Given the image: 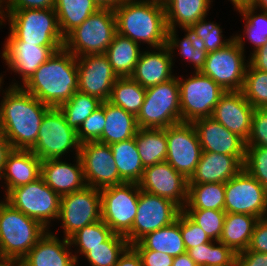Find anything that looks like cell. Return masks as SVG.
Here are the masks:
<instances>
[{"mask_svg":"<svg viewBox=\"0 0 267 266\" xmlns=\"http://www.w3.org/2000/svg\"><path fill=\"white\" fill-rule=\"evenodd\" d=\"M2 88L0 131L12 149L30 150L36 144L42 119L51 107L22 87Z\"/></svg>","mask_w":267,"mask_h":266,"instance_id":"cell-1","label":"cell"},{"mask_svg":"<svg viewBox=\"0 0 267 266\" xmlns=\"http://www.w3.org/2000/svg\"><path fill=\"white\" fill-rule=\"evenodd\" d=\"M21 87L43 104L58 108L78 91L76 57L62 47L55 51Z\"/></svg>","mask_w":267,"mask_h":266,"instance_id":"cell-2","label":"cell"},{"mask_svg":"<svg viewBox=\"0 0 267 266\" xmlns=\"http://www.w3.org/2000/svg\"><path fill=\"white\" fill-rule=\"evenodd\" d=\"M117 33L150 48L167 45L162 0H125L114 9ZM142 42V43H141Z\"/></svg>","mask_w":267,"mask_h":266,"instance_id":"cell-3","label":"cell"},{"mask_svg":"<svg viewBox=\"0 0 267 266\" xmlns=\"http://www.w3.org/2000/svg\"><path fill=\"white\" fill-rule=\"evenodd\" d=\"M8 21L6 42H25L38 46H64L54 9L0 10V27ZM4 23V24H3Z\"/></svg>","mask_w":267,"mask_h":266,"instance_id":"cell-4","label":"cell"},{"mask_svg":"<svg viewBox=\"0 0 267 266\" xmlns=\"http://www.w3.org/2000/svg\"><path fill=\"white\" fill-rule=\"evenodd\" d=\"M47 231L37 220L0 201V259L21 261Z\"/></svg>","mask_w":267,"mask_h":266,"instance_id":"cell-5","label":"cell"},{"mask_svg":"<svg viewBox=\"0 0 267 266\" xmlns=\"http://www.w3.org/2000/svg\"><path fill=\"white\" fill-rule=\"evenodd\" d=\"M116 33L114 10L100 8L65 37L64 48L75 57L104 54Z\"/></svg>","mask_w":267,"mask_h":266,"instance_id":"cell-6","label":"cell"},{"mask_svg":"<svg viewBox=\"0 0 267 266\" xmlns=\"http://www.w3.org/2000/svg\"><path fill=\"white\" fill-rule=\"evenodd\" d=\"M139 128L164 129L181 122L180 88L177 77L146 88L136 116Z\"/></svg>","mask_w":267,"mask_h":266,"instance_id":"cell-7","label":"cell"},{"mask_svg":"<svg viewBox=\"0 0 267 266\" xmlns=\"http://www.w3.org/2000/svg\"><path fill=\"white\" fill-rule=\"evenodd\" d=\"M81 143L77 131L70 127L59 108H50L44 115L36 144L30 149L41 161L64 158L73 152L79 156Z\"/></svg>","mask_w":267,"mask_h":266,"instance_id":"cell-8","label":"cell"},{"mask_svg":"<svg viewBox=\"0 0 267 266\" xmlns=\"http://www.w3.org/2000/svg\"><path fill=\"white\" fill-rule=\"evenodd\" d=\"M3 199L48 230L51 220H58L61 196L41 176L33 182L12 189Z\"/></svg>","mask_w":267,"mask_h":266,"instance_id":"cell-9","label":"cell"},{"mask_svg":"<svg viewBox=\"0 0 267 266\" xmlns=\"http://www.w3.org/2000/svg\"><path fill=\"white\" fill-rule=\"evenodd\" d=\"M177 80L180 88L181 122L192 123L197 119L211 117L214 107L226 92L201 71Z\"/></svg>","mask_w":267,"mask_h":266,"instance_id":"cell-10","label":"cell"},{"mask_svg":"<svg viewBox=\"0 0 267 266\" xmlns=\"http://www.w3.org/2000/svg\"><path fill=\"white\" fill-rule=\"evenodd\" d=\"M101 219L113 233L126 236L134 223L138 199L139 184L123 183L100 189Z\"/></svg>","mask_w":267,"mask_h":266,"instance_id":"cell-11","label":"cell"},{"mask_svg":"<svg viewBox=\"0 0 267 266\" xmlns=\"http://www.w3.org/2000/svg\"><path fill=\"white\" fill-rule=\"evenodd\" d=\"M245 58V52L233 39L226 47L207 53L201 72L225 91H241L249 64Z\"/></svg>","mask_w":267,"mask_h":266,"instance_id":"cell-12","label":"cell"},{"mask_svg":"<svg viewBox=\"0 0 267 266\" xmlns=\"http://www.w3.org/2000/svg\"><path fill=\"white\" fill-rule=\"evenodd\" d=\"M181 210L172 200L147 193L139 187L137 214L125 238L132 245L146 234L171 225Z\"/></svg>","mask_w":267,"mask_h":266,"instance_id":"cell-13","label":"cell"},{"mask_svg":"<svg viewBox=\"0 0 267 266\" xmlns=\"http://www.w3.org/2000/svg\"><path fill=\"white\" fill-rule=\"evenodd\" d=\"M226 213L267 216V190L245 169L225 183Z\"/></svg>","mask_w":267,"mask_h":266,"instance_id":"cell-14","label":"cell"},{"mask_svg":"<svg viewBox=\"0 0 267 266\" xmlns=\"http://www.w3.org/2000/svg\"><path fill=\"white\" fill-rule=\"evenodd\" d=\"M100 189L86 186L84 189L61 196L58 220L65 238L77 230L101 220Z\"/></svg>","mask_w":267,"mask_h":266,"instance_id":"cell-15","label":"cell"},{"mask_svg":"<svg viewBox=\"0 0 267 266\" xmlns=\"http://www.w3.org/2000/svg\"><path fill=\"white\" fill-rule=\"evenodd\" d=\"M168 162L187 180L194 174L202 148L192 123L180 122L166 128Z\"/></svg>","mask_w":267,"mask_h":266,"instance_id":"cell-16","label":"cell"},{"mask_svg":"<svg viewBox=\"0 0 267 266\" xmlns=\"http://www.w3.org/2000/svg\"><path fill=\"white\" fill-rule=\"evenodd\" d=\"M79 158L87 186L102 189L124 183L119 177L110 145L98 141L84 142L80 146Z\"/></svg>","mask_w":267,"mask_h":266,"instance_id":"cell-17","label":"cell"},{"mask_svg":"<svg viewBox=\"0 0 267 266\" xmlns=\"http://www.w3.org/2000/svg\"><path fill=\"white\" fill-rule=\"evenodd\" d=\"M78 91L108 101L112 87L119 78L105 54L76 57Z\"/></svg>","mask_w":267,"mask_h":266,"instance_id":"cell-18","label":"cell"},{"mask_svg":"<svg viewBox=\"0 0 267 266\" xmlns=\"http://www.w3.org/2000/svg\"><path fill=\"white\" fill-rule=\"evenodd\" d=\"M138 184L142 191L170 199L181 209L187 204L188 180L166 161L146 167Z\"/></svg>","mask_w":267,"mask_h":266,"instance_id":"cell-19","label":"cell"},{"mask_svg":"<svg viewBox=\"0 0 267 266\" xmlns=\"http://www.w3.org/2000/svg\"><path fill=\"white\" fill-rule=\"evenodd\" d=\"M64 46H38L25 42H5L1 58L8 70L19 74L21 82H12L10 87H21L48 58Z\"/></svg>","mask_w":267,"mask_h":266,"instance_id":"cell-20","label":"cell"},{"mask_svg":"<svg viewBox=\"0 0 267 266\" xmlns=\"http://www.w3.org/2000/svg\"><path fill=\"white\" fill-rule=\"evenodd\" d=\"M254 109L241 91H226L214 107L211 117L247 142Z\"/></svg>","mask_w":267,"mask_h":266,"instance_id":"cell-21","label":"cell"},{"mask_svg":"<svg viewBox=\"0 0 267 266\" xmlns=\"http://www.w3.org/2000/svg\"><path fill=\"white\" fill-rule=\"evenodd\" d=\"M192 124L202 151L245 156L246 142L212 117L197 119Z\"/></svg>","mask_w":267,"mask_h":266,"instance_id":"cell-22","label":"cell"},{"mask_svg":"<svg viewBox=\"0 0 267 266\" xmlns=\"http://www.w3.org/2000/svg\"><path fill=\"white\" fill-rule=\"evenodd\" d=\"M174 58L167 45L142 51L130 77L144 88L166 82L175 77Z\"/></svg>","mask_w":267,"mask_h":266,"instance_id":"cell-23","label":"cell"},{"mask_svg":"<svg viewBox=\"0 0 267 266\" xmlns=\"http://www.w3.org/2000/svg\"><path fill=\"white\" fill-rule=\"evenodd\" d=\"M75 158L73 164L66 162V158L41 161V177L60 196L82 190L87 186L81 160L79 156Z\"/></svg>","mask_w":267,"mask_h":266,"instance_id":"cell-24","label":"cell"},{"mask_svg":"<svg viewBox=\"0 0 267 266\" xmlns=\"http://www.w3.org/2000/svg\"><path fill=\"white\" fill-rule=\"evenodd\" d=\"M245 156L202 151L188 184L226 183L244 167Z\"/></svg>","mask_w":267,"mask_h":266,"instance_id":"cell-25","label":"cell"},{"mask_svg":"<svg viewBox=\"0 0 267 266\" xmlns=\"http://www.w3.org/2000/svg\"><path fill=\"white\" fill-rule=\"evenodd\" d=\"M51 230L21 260L23 266H77L68 238L59 239ZM72 251V252H71Z\"/></svg>","mask_w":267,"mask_h":266,"instance_id":"cell-26","label":"cell"},{"mask_svg":"<svg viewBox=\"0 0 267 266\" xmlns=\"http://www.w3.org/2000/svg\"><path fill=\"white\" fill-rule=\"evenodd\" d=\"M41 176V160L31 151L12 149L6 157L0 181L4 179V197L14 188L35 181Z\"/></svg>","mask_w":267,"mask_h":266,"instance_id":"cell-27","label":"cell"},{"mask_svg":"<svg viewBox=\"0 0 267 266\" xmlns=\"http://www.w3.org/2000/svg\"><path fill=\"white\" fill-rule=\"evenodd\" d=\"M104 113L106 123L98 142L111 145L135 137L139 129L135 115L109 101H104Z\"/></svg>","mask_w":267,"mask_h":266,"instance_id":"cell-28","label":"cell"},{"mask_svg":"<svg viewBox=\"0 0 267 266\" xmlns=\"http://www.w3.org/2000/svg\"><path fill=\"white\" fill-rule=\"evenodd\" d=\"M167 28L188 29L207 16L213 0H162Z\"/></svg>","mask_w":267,"mask_h":266,"instance_id":"cell-29","label":"cell"},{"mask_svg":"<svg viewBox=\"0 0 267 266\" xmlns=\"http://www.w3.org/2000/svg\"><path fill=\"white\" fill-rule=\"evenodd\" d=\"M259 218L248 214L226 213L220 242L236 254L245 251Z\"/></svg>","mask_w":267,"mask_h":266,"instance_id":"cell-30","label":"cell"},{"mask_svg":"<svg viewBox=\"0 0 267 266\" xmlns=\"http://www.w3.org/2000/svg\"><path fill=\"white\" fill-rule=\"evenodd\" d=\"M140 44L116 33L104 53L118 77H130L139 60Z\"/></svg>","mask_w":267,"mask_h":266,"instance_id":"cell-31","label":"cell"},{"mask_svg":"<svg viewBox=\"0 0 267 266\" xmlns=\"http://www.w3.org/2000/svg\"><path fill=\"white\" fill-rule=\"evenodd\" d=\"M119 177L124 183H139L144 166L138 153L135 138L110 145Z\"/></svg>","mask_w":267,"mask_h":266,"instance_id":"cell-32","label":"cell"},{"mask_svg":"<svg viewBox=\"0 0 267 266\" xmlns=\"http://www.w3.org/2000/svg\"><path fill=\"white\" fill-rule=\"evenodd\" d=\"M139 242L148 250L173 257L187 252L180 231V213L171 225L146 234Z\"/></svg>","mask_w":267,"mask_h":266,"instance_id":"cell-33","label":"cell"},{"mask_svg":"<svg viewBox=\"0 0 267 266\" xmlns=\"http://www.w3.org/2000/svg\"><path fill=\"white\" fill-rule=\"evenodd\" d=\"M98 9L100 7L94 0H55L54 10L63 37L65 38Z\"/></svg>","mask_w":267,"mask_h":266,"instance_id":"cell-34","label":"cell"},{"mask_svg":"<svg viewBox=\"0 0 267 266\" xmlns=\"http://www.w3.org/2000/svg\"><path fill=\"white\" fill-rule=\"evenodd\" d=\"M134 138L144 168L166 160V128H139Z\"/></svg>","mask_w":267,"mask_h":266,"instance_id":"cell-35","label":"cell"},{"mask_svg":"<svg viewBox=\"0 0 267 266\" xmlns=\"http://www.w3.org/2000/svg\"><path fill=\"white\" fill-rule=\"evenodd\" d=\"M236 11L242 16L245 26L243 35L237 33L234 39L244 52H246L244 38L249 40V43L253 44L251 54L267 43V11L258 10L260 11L258 13L257 9L252 6H244Z\"/></svg>","mask_w":267,"mask_h":266,"instance_id":"cell-36","label":"cell"},{"mask_svg":"<svg viewBox=\"0 0 267 266\" xmlns=\"http://www.w3.org/2000/svg\"><path fill=\"white\" fill-rule=\"evenodd\" d=\"M225 183L188 184L187 204L183 209L224 211Z\"/></svg>","mask_w":267,"mask_h":266,"instance_id":"cell-37","label":"cell"},{"mask_svg":"<svg viewBox=\"0 0 267 266\" xmlns=\"http://www.w3.org/2000/svg\"><path fill=\"white\" fill-rule=\"evenodd\" d=\"M145 93L146 88L131 77H119L113 84L108 101L137 116L143 105Z\"/></svg>","mask_w":267,"mask_h":266,"instance_id":"cell-38","label":"cell"},{"mask_svg":"<svg viewBox=\"0 0 267 266\" xmlns=\"http://www.w3.org/2000/svg\"><path fill=\"white\" fill-rule=\"evenodd\" d=\"M178 29H167V46L170 49L171 55L175 56V49L178 54L184 58V61L193 65V72L201 71L204 68L207 58V51L196 42V39L192 36L188 29H184V38L180 40L177 34Z\"/></svg>","mask_w":267,"mask_h":266,"instance_id":"cell-39","label":"cell"},{"mask_svg":"<svg viewBox=\"0 0 267 266\" xmlns=\"http://www.w3.org/2000/svg\"><path fill=\"white\" fill-rule=\"evenodd\" d=\"M187 253L197 266H236V253L220 241L190 248Z\"/></svg>","mask_w":267,"mask_h":266,"instance_id":"cell-40","label":"cell"},{"mask_svg":"<svg viewBox=\"0 0 267 266\" xmlns=\"http://www.w3.org/2000/svg\"><path fill=\"white\" fill-rule=\"evenodd\" d=\"M102 102L97 97L76 91L58 108L63 113L67 124L77 131L80 125L102 105Z\"/></svg>","mask_w":267,"mask_h":266,"instance_id":"cell-41","label":"cell"},{"mask_svg":"<svg viewBox=\"0 0 267 266\" xmlns=\"http://www.w3.org/2000/svg\"><path fill=\"white\" fill-rule=\"evenodd\" d=\"M112 234V230L102 219L77 230L68 238L70 246H74L78 249L76 251L75 248L74 252L76 262H79L78 258L81 254L84 256L92 247L101 245V243L105 242Z\"/></svg>","mask_w":267,"mask_h":266,"instance_id":"cell-42","label":"cell"},{"mask_svg":"<svg viewBox=\"0 0 267 266\" xmlns=\"http://www.w3.org/2000/svg\"><path fill=\"white\" fill-rule=\"evenodd\" d=\"M130 246L125 236L113 233L105 242L101 243L84 255L90 266H115Z\"/></svg>","mask_w":267,"mask_h":266,"instance_id":"cell-43","label":"cell"},{"mask_svg":"<svg viewBox=\"0 0 267 266\" xmlns=\"http://www.w3.org/2000/svg\"><path fill=\"white\" fill-rule=\"evenodd\" d=\"M207 16L198 20L195 24L191 25L188 30L196 39V42L207 51L212 52L226 47L234 39V35L228 39H223L222 28L219 24L214 22H207Z\"/></svg>","mask_w":267,"mask_h":266,"instance_id":"cell-44","label":"cell"},{"mask_svg":"<svg viewBox=\"0 0 267 266\" xmlns=\"http://www.w3.org/2000/svg\"><path fill=\"white\" fill-rule=\"evenodd\" d=\"M241 92L254 108H267V72L248 64Z\"/></svg>","mask_w":267,"mask_h":266,"instance_id":"cell-45","label":"cell"},{"mask_svg":"<svg viewBox=\"0 0 267 266\" xmlns=\"http://www.w3.org/2000/svg\"><path fill=\"white\" fill-rule=\"evenodd\" d=\"M213 241H219L226 212L213 209H182Z\"/></svg>","mask_w":267,"mask_h":266,"instance_id":"cell-46","label":"cell"},{"mask_svg":"<svg viewBox=\"0 0 267 266\" xmlns=\"http://www.w3.org/2000/svg\"><path fill=\"white\" fill-rule=\"evenodd\" d=\"M243 169L267 190V147L246 146Z\"/></svg>","mask_w":267,"mask_h":266,"instance_id":"cell-47","label":"cell"},{"mask_svg":"<svg viewBox=\"0 0 267 266\" xmlns=\"http://www.w3.org/2000/svg\"><path fill=\"white\" fill-rule=\"evenodd\" d=\"M104 102L97 108L78 128L77 137L82 144L89 141H97L105 126Z\"/></svg>","mask_w":267,"mask_h":266,"instance_id":"cell-48","label":"cell"},{"mask_svg":"<svg viewBox=\"0 0 267 266\" xmlns=\"http://www.w3.org/2000/svg\"><path fill=\"white\" fill-rule=\"evenodd\" d=\"M180 231L187 251L212 241L183 210L180 211Z\"/></svg>","mask_w":267,"mask_h":266,"instance_id":"cell-49","label":"cell"},{"mask_svg":"<svg viewBox=\"0 0 267 266\" xmlns=\"http://www.w3.org/2000/svg\"><path fill=\"white\" fill-rule=\"evenodd\" d=\"M246 146L267 147V108H255L251 118V131Z\"/></svg>","mask_w":267,"mask_h":266,"instance_id":"cell-50","label":"cell"},{"mask_svg":"<svg viewBox=\"0 0 267 266\" xmlns=\"http://www.w3.org/2000/svg\"><path fill=\"white\" fill-rule=\"evenodd\" d=\"M139 254L142 266H172L173 256L146 249L139 241L131 245Z\"/></svg>","mask_w":267,"mask_h":266,"instance_id":"cell-51","label":"cell"},{"mask_svg":"<svg viewBox=\"0 0 267 266\" xmlns=\"http://www.w3.org/2000/svg\"><path fill=\"white\" fill-rule=\"evenodd\" d=\"M246 250L267 253V216L258 220Z\"/></svg>","mask_w":267,"mask_h":266,"instance_id":"cell-52","label":"cell"},{"mask_svg":"<svg viewBox=\"0 0 267 266\" xmlns=\"http://www.w3.org/2000/svg\"><path fill=\"white\" fill-rule=\"evenodd\" d=\"M55 0H5L0 10L54 9Z\"/></svg>","mask_w":267,"mask_h":266,"instance_id":"cell-53","label":"cell"},{"mask_svg":"<svg viewBox=\"0 0 267 266\" xmlns=\"http://www.w3.org/2000/svg\"><path fill=\"white\" fill-rule=\"evenodd\" d=\"M236 266H267V253L242 251L236 255Z\"/></svg>","mask_w":267,"mask_h":266,"instance_id":"cell-54","label":"cell"},{"mask_svg":"<svg viewBox=\"0 0 267 266\" xmlns=\"http://www.w3.org/2000/svg\"><path fill=\"white\" fill-rule=\"evenodd\" d=\"M248 60L253 68L267 72V43L252 52Z\"/></svg>","mask_w":267,"mask_h":266,"instance_id":"cell-55","label":"cell"},{"mask_svg":"<svg viewBox=\"0 0 267 266\" xmlns=\"http://www.w3.org/2000/svg\"><path fill=\"white\" fill-rule=\"evenodd\" d=\"M115 266H142V262L138 252L130 245Z\"/></svg>","mask_w":267,"mask_h":266,"instance_id":"cell-56","label":"cell"},{"mask_svg":"<svg viewBox=\"0 0 267 266\" xmlns=\"http://www.w3.org/2000/svg\"><path fill=\"white\" fill-rule=\"evenodd\" d=\"M12 150L9 141L6 139L4 134L0 131V178L3 173L4 163L7 157V154Z\"/></svg>","mask_w":267,"mask_h":266,"instance_id":"cell-57","label":"cell"},{"mask_svg":"<svg viewBox=\"0 0 267 266\" xmlns=\"http://www.w3.org/2000/svg\"><path fill=\"white\" fill-rule=\"evenodd\" d=\"M172 266H197L186 252L173 258Z\"/></svg>","mask_w":267,"mask_h":266,"instance_id":"cell-58","label":"cell"},{"mask_svg":"<svg viewBox=\"0 0 267 266\" xmlns=\"http://www.w3.org/2000/svg\"><path fill=\"white\" fill-rule=\"evenodd\" d=\"M100 8L116 9L125 0H94Z\"/></svg>","mask_w":267,"mask_h":266,"instance_id":"cell-59","label":"cell"},{"mask_svg":"<svg viewBox=\"0 0 267 266\" xmlns=\"http://www.w3.org/2000/svg\"><path fill=\"white\" fill-rule=\"evenodd\" d=\"M231 1L232 5H234V9L238 10L244 6H251L254 0H228Z\"/></svg>","mask_w":267,"mask_h":266,"instance_id":"cell-60","label":"cell"},{"mask_svg":"<svg viewBox=\"0 0 267 266\" xmlns=\"http://www.w3.org/2000/svg\"><path fill=\"white\" fill-rule=\"evenodd\" d=\"M251 6L257 10L267 11V0H254Z\"/></svg>","mask_w":267,"mask_h":266,"instance_id":"cell-61","label":"cell"},{"mask_svg":"<svg viewBox=\"0 0 267 266\" xmlns=\"http://www.w3.org/2000/svg\"><path fill=\"white\" fill-rule=\"evenodd\" d=\"M0 266H23L21 261L0 259Z\"/></svg>","mask_w":267,"mask_h":266,"instance_id":"cell-62","label":"cell"},{"mask_svg":"<svg viewBox=\"0 0 267 266\" xmlns=\"http://www.w3.org/2000/svg\"><path fill=\"white\" fill-rule=\"evenodd\" d=\"M3 76H4L3 74L0 75V89H1L2 84L4 83ZM0 92H1V90H0Z\"/></svg>","mask_w":267,"mask_h":266,"instance_id":"cell-63","label":"cell"}]
</instances>
